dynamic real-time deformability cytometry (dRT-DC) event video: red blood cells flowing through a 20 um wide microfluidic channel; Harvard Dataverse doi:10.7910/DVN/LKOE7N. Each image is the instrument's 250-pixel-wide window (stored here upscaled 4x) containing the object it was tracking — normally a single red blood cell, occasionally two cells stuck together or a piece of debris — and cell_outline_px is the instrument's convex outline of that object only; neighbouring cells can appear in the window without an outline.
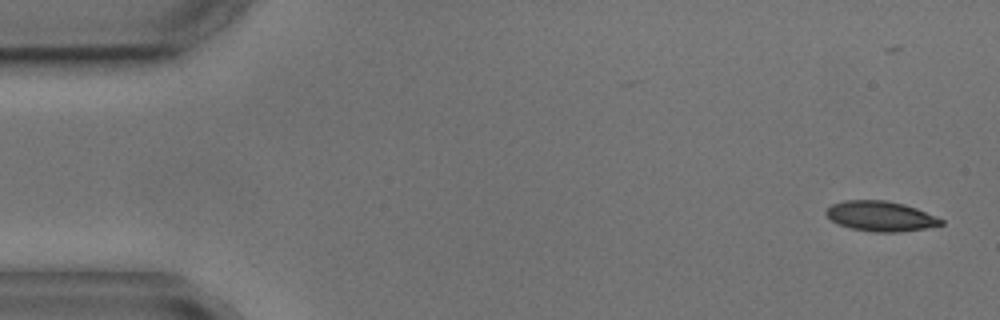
{"species": "common noctule bat (a hibernating species)", "species_latin": "Nyctalus noctula", "temperature_condition": "cold", "stored_images_in_passage": 6, "camera_frame_rate_fps": 3000, "um_per_image_px": 0.085, "animal": {"sex": "male", "body_mass_g": 17.9, "forearm_length_mm": 54.2}, "frame": {"image": 1, "passage_image": 1, "time_ms": 0.0, "image_size_px": [1000, 320], "cell_outline_px": [[944, 224], [928, 228], [900, 232], [872, 232], [852, 228], [836, 224], [824, 212], [832, 204], [844, 200], [884, 200], [904, 204], [916, 208], [944, 220]], "centroid_in_image_um": [74.86, 18.38], "position_along_channel_um": 10.1, "area_um2": 20.17}}
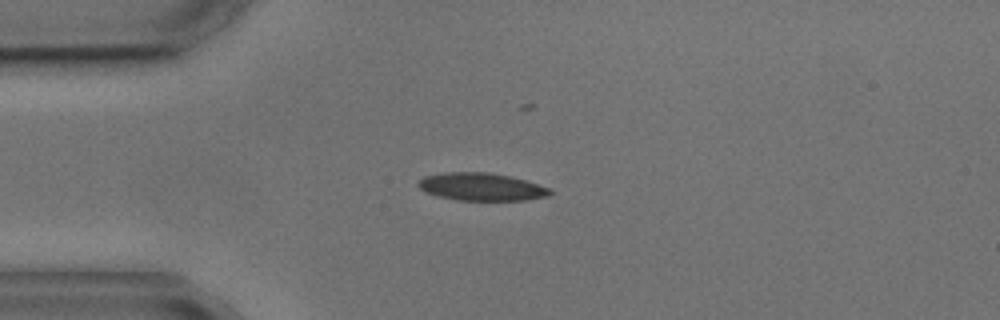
{"frame": {"image": 2, "passage_image": 4, "time_ms": 3.667, "image_size_px": [1000, 320], "cell_outline_px": [[552, 192], [548, 196], [524, 200], [460, 200], [440, 196], [428, 192], [420, 188], [416, 184], [424, 176], [444, 172], [488, 172], [508, 176], [524, 180], [548, 188]], "centroid_in_image_um": [40.9, 15.87], "position_along_channel_um": 44.1, "area_um2": 20.87}}
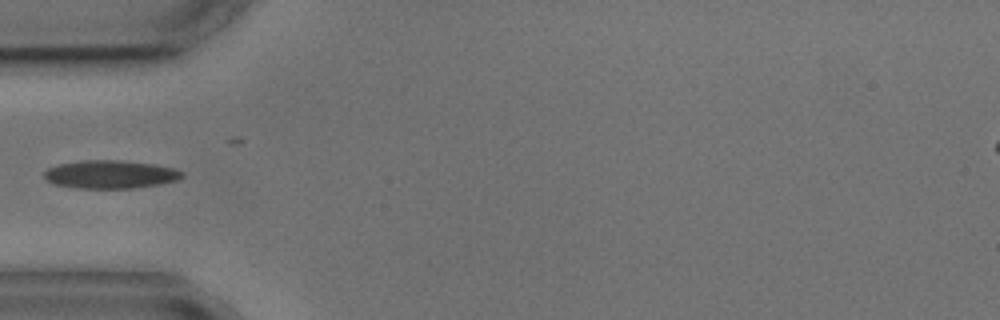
{"frame": {"image": 3, "passage_image": 5, "time_ms": 5.0, "image_size_px": [1000, 320], "cell_outline_px": [[184, 176], [176, 180], [156, 184], [132, 188], [76, 188], [52, 184], [44, 180], [44, 172], [48, 168], [56, 164], [80, 160], [120, 160], [152, 164], [172, 168], [184, 172]], "centroid_in_image_um": [9.29, 14.81], "position_along_channel_um": 75.7, "area_um2": 22.66}}